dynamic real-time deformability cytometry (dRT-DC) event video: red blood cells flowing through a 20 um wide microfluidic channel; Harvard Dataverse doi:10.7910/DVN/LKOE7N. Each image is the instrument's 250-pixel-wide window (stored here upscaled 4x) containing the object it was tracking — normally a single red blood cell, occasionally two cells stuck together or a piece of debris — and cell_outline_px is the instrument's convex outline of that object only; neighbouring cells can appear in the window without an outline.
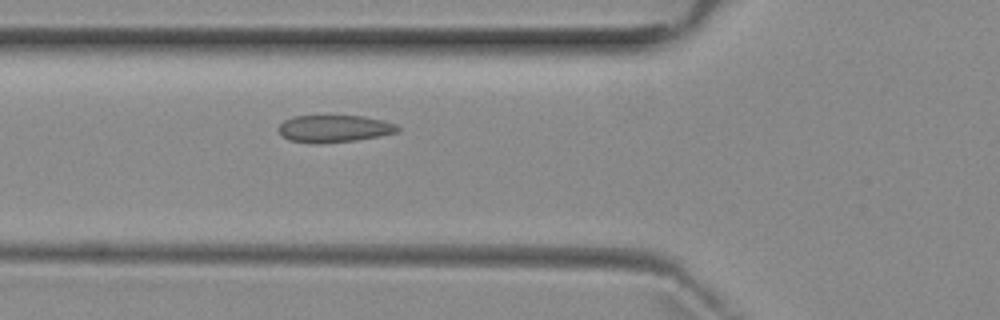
{"species": "common noctule bat (a hibernating species)", "species_latin": "Nyctalus noctula", "temperature_condition": "room temperature", "stored_images_in_passage": 4, "camera_frame_rate_fps": 3000, "um_per_image_px": 0.085, "animal": {"sex": "female", "body_mass_g": 29.2, "forearm_length_mm": 56.3}, "frame": {"image": 1, "passage_image": 4, "time_ms": 3.333, "image_size_px": [1000, 320], "cell_outline_px": [[400, 132], [380, 136], [356, 140], [312, 144], [288, 140], [280, 136], [276, 128], [284, 120], [292, 116], [364, 116], [384, 120], [396, 124], [400, 128]], "centroid_in_image_um": [28.38, 10.94], "position_along_channel_um": 97.4, "area_um2": 19.25}}